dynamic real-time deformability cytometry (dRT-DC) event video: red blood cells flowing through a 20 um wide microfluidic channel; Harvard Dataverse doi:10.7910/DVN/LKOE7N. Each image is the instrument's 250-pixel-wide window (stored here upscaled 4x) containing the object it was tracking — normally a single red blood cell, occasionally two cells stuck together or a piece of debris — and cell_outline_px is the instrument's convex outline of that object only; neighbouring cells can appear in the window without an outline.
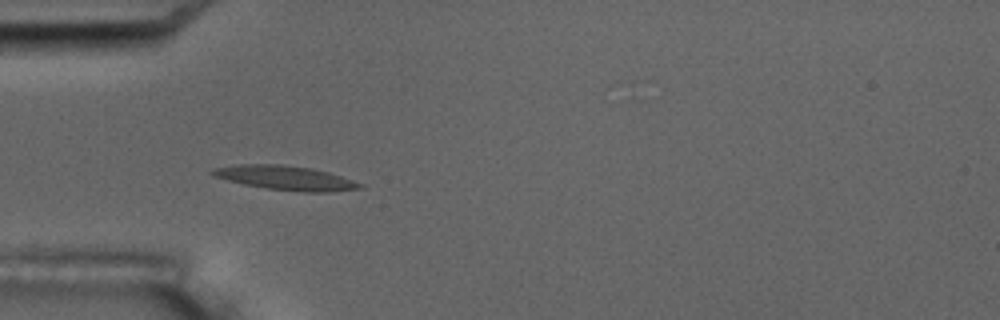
{"species": "common noctule bat (a hibernating species)", "species_latin": "Nyctalus noctula", "temperature_condition": "room temperature", "stored_images_in_passage": 5, "camera_frame_rate_fps": 3000, "um_per_image_px": 0.085, "animal": {"sex": "male", "body_mass_g": 17.5, "forearm_length_mm": 52.3}, "frame": {"image": 1, "passage_image": 4, "time_ms": 3.667, "image_size_px": [1000, 320], "cell_outline_px": [[364, 188], [332, 192], [304, 192], [268, 188], [244, 184], [212, 176], [208, 172], [212, 168], [236, 164], [280, 164], [312, 168], [328, 172], [364, 184]], "centroid_in_image_um": [24.26, 15.11], "position_along_channel_um": 60.7, "area_um2": 20.92}}